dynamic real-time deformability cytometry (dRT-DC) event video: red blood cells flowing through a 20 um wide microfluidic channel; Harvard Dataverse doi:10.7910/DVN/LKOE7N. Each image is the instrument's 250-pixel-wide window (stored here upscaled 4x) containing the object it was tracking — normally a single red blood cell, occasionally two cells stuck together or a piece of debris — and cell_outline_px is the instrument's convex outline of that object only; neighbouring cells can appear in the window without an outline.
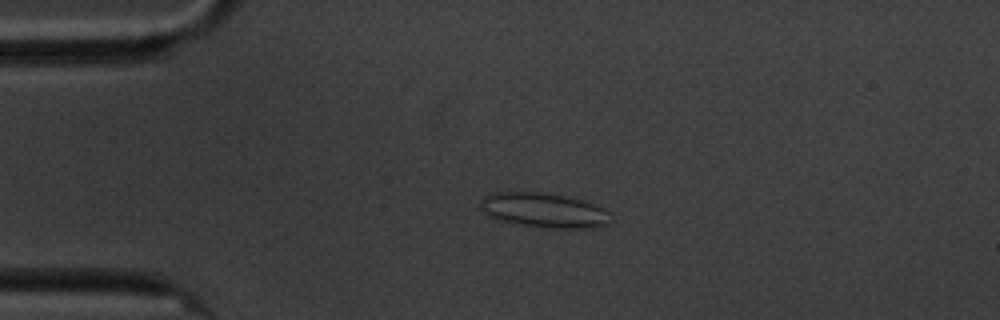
{"species": "common noctule bat (a hibernating species)", "species_latin": "Nyctalus noctula", "temperature_condition": "cold", "stored_images_in_passage": 57, "camera_frame_rate_fps": 3000, "um_per_image_px": 0.085, "animal": {"sex": "male", "body_mass_g": 20.1, "forearm_length_mm": 53.5}, "frame": {"image": 1, "passage_image": 12, "time_ms": 3.667, "image_size_px": [1000, 320], "cell_outline_px": [[612, 220], [608, 224], [588, 228], [548, 228], [516, 224], [496, 220], [488, 216], [480, 208], [480, 204], [484, 196], [492, 192], [540, 192], [564, 196], [584, 200], [596, 204], [604, 208], [608, 212]], "centroid_in_image_um": [46.22, 17.88], "position_along_channel_um": 38.8, "area_um2": 26.59}}
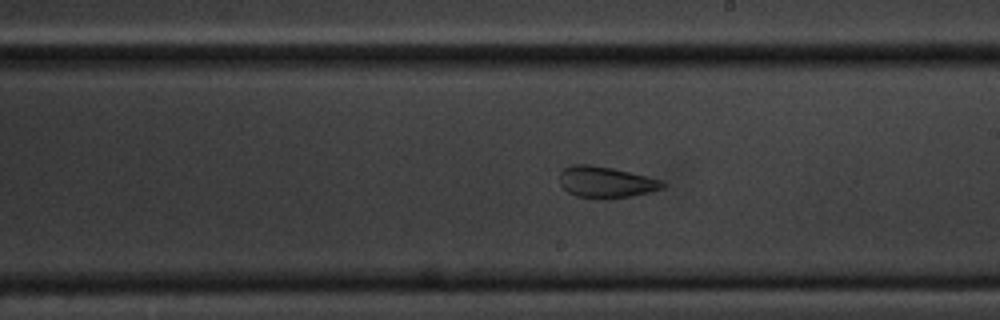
{"frame": {"image": 2, "passage_image": 32, "time_ms": 10.333, "image_size_px": [1000, 320], "cell_outline_px": [[664, 188], [632, 196], [604, 200], [600, 200], [576, 196], [568, 192], [560, 184], [560, 172], [564, 168], [572, 164], [592, 164], [612, 168], [664, 180]], "centroid_in_image_um": [51.49, 15.49], "position_along_channel_um": 237.5, "area_um2": 19.07}}
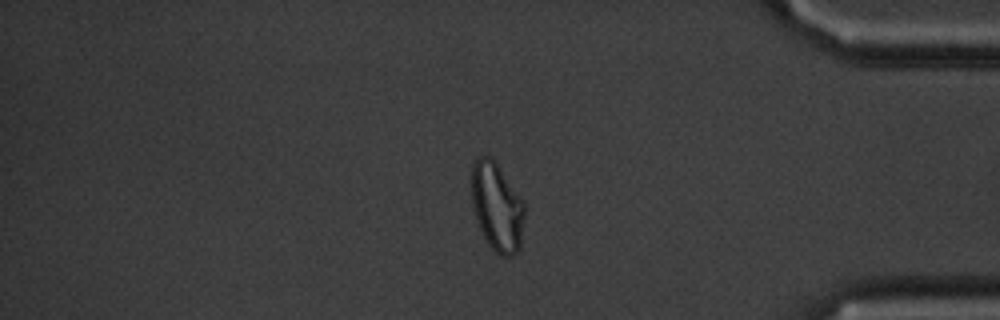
{"frame": {"image": 3, "passage_image": 48, "time_ms": 15.667, "image_size_px": [1000, 320], "cell_outline_px": [[524, 216], [520, 248], [512, 256], [500, 256], [488, 244], [476, 220], [472, 208], [472, 164], [480, 156], [488, 156], [496, 164], [524, 200]], "centroid_in_image_um": [42.24, 17.62], "position_along_channel_um": 393.0, "area_um2": 27.11}, "authors_computed_cell_mechanics": {"area_um2": 25.4898, "velocity_mm_per_s": 3.4044, "shape_relaxation_time_tau1_ms": null, "shape_relaxation_time_tau2_ms": 2.1994, "deformation_change_tau1": null, "deformation_change_tau2": 0.0928}}